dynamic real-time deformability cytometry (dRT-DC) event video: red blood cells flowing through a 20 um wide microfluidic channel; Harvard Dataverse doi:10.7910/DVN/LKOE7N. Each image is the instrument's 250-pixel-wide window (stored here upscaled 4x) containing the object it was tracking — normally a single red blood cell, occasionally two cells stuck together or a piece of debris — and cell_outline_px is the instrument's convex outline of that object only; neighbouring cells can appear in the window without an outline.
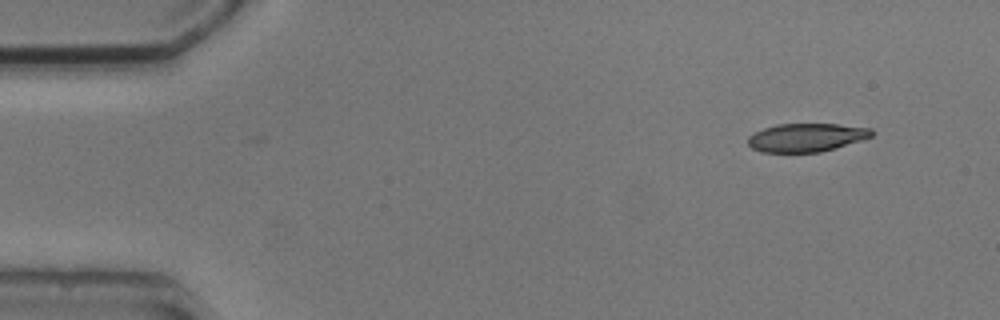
{"species": "common noctule bat (a hibernating species)", "species_latin": "Nyctalus noctula", "temperature_condition": "cold", "stored_images_in_passage": 4, "camera_frame_rate_fps": 3000, "um_per_image_px": 0.085, "animal": {"sex": "male", "body_mass_g": 20.5, "forearm_length_mm": 52.5}, "frame": {"image": 1, "passage_image": 1, "time_ms": 0.0, "image_size_px": [1000, 320], "cell_outline_px": [[876, 132], [872, 136], [836, 148], [820, 152], [764, 152], [752, 148], [748, 144], [748, 136], [764, 128], [776, 124], [836, 124], [872, 128]], "centroid_in_image_um": [68.56, 11.68], "position_along_channel_um": 16.4, "area_um2": 20.4}}
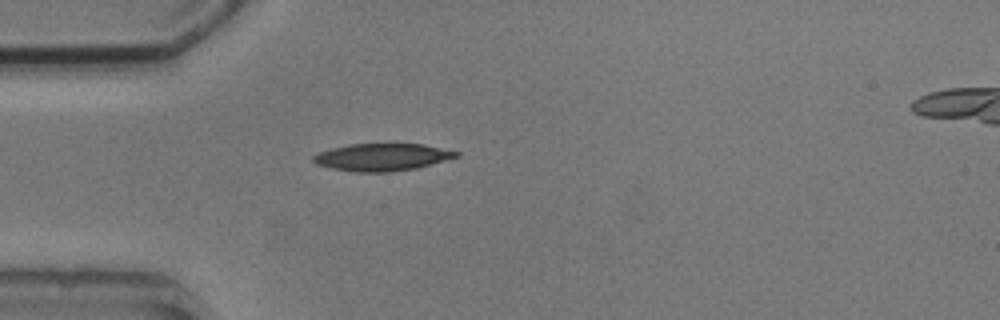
{"frame": {"image": 2, "passage_image": 4, "time_ms": 3.333, "image_size_px": [1000, 320], "cell_outline_px": [[460, 156], [416, 168], [388, 172], [356, 172], [332, 168], [316, 164], [312, 160], [312, 156], [320, 152], [332, 148], [348, 144], [424, 144], [460, 152]], "centroid_in_image_um": [32.48, 13.35], "position_along_channel_um": 52.5, "area_um2": 22.66}}